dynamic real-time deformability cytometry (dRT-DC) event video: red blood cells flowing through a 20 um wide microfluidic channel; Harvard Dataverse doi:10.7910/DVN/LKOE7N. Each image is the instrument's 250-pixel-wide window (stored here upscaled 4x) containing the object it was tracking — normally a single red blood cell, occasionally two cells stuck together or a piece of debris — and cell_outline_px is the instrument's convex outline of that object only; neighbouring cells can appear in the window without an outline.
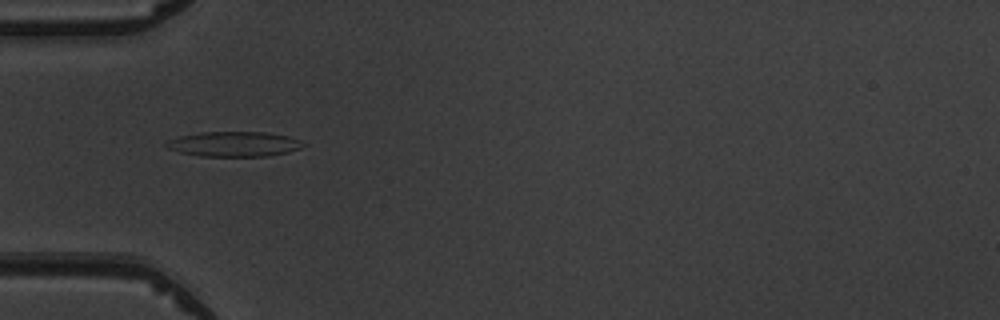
{"species": "common noctule bat (a hibernating species)", "species_latin": "Nyctalus noctula", "temperature_condition": "warm", "stored_images_in_passage": 5, "camera_frame_rate_fps": 3000, "um_per_image_px": 0.085, "animal": {"sex": "male", "body_mass_g": 19.5, "forearm_length_mm": 54.6}, "frame": {"image": 1, "passage_image": 5, "time_ms": 4.667, "image_size_px": [1000, 320], "cell_outline_px": [[308, 144], [300, 148], [288, 152], [268, 156], [200, 156], [180, 152], [168, 148], [164, 144], [180, 136], [200, 132], [264, 132], [288, 136], [300, 140]], "centroid_in_image_um": [19.95, 12.24], "position_along_channel_um": 65.1, "area_um2": 19.83}}